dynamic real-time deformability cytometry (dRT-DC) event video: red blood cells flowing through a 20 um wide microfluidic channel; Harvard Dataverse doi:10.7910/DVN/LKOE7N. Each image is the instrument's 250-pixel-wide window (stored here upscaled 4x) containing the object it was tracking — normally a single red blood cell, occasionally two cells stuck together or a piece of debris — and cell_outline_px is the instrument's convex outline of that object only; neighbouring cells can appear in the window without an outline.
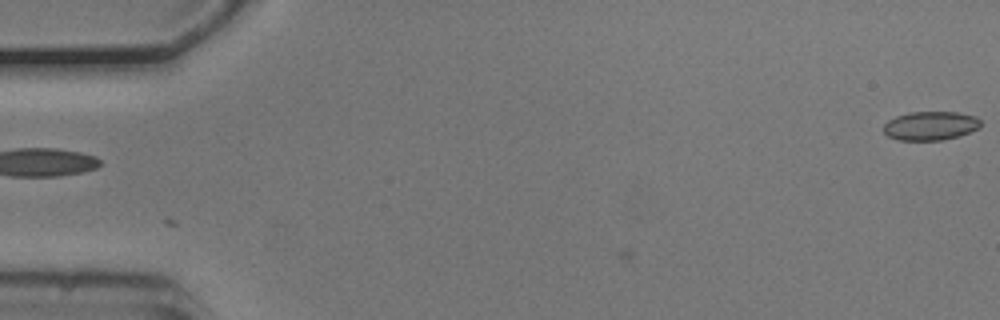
{"species": "common noctule bat (a hibernating species)", "species_latin": "Nyctalus noctula", "temperature_condition": "cold", "stored_images_in_passage": 2, "camera_frame_rate_fps": 3000, "um_per_image_px": 0.085, "animal": {"sex": "male", "body_mass_g": 20.5, "forearm_length_mm": 52.5}, "frame": {"image": 1, "passage_image": 2, "time_ms": 0.333, "image_size_px": [1000, 320], "cell_outline_px": [[980, 128], [960, 136], [940, 140], [896, 140], [888, 136], [884, 132], [884, 124], [888, 120], [896, 116], [912, 112], [956, 112], [976, 116], [980, 120]], "centroid_in_image_um": [79.1, 10.69], "position_along_channel_um": 5.9, "area_um2": 16.36}}